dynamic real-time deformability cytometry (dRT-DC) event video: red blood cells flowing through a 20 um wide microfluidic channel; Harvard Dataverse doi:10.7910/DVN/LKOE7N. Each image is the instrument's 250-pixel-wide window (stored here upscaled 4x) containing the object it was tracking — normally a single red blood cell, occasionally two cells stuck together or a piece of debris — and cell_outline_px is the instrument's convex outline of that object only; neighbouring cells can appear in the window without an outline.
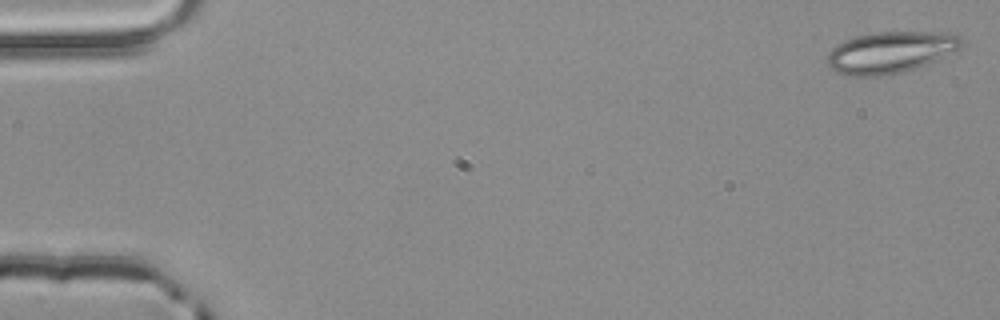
{"species": "common noctule bat (a hibernating species)", "species_latin": "Nyctalus noctula", "temperature_condition": "room temperature", "stored_images_in_passage": 3, "camera_frame_rate_fps": 3000, "um_per_image_px": 0.085, "animal": {"sex": "male", "body_mass_g": 20.4}, "frame": {"image": 1, "passage_image": 1, "time_ms": 0.0, "image_size_px": [1000, 320], "cell_outline_px": [[968, 40], [960, 48], [916, 68], [888, 76], [848, 76], [836, 72], [824, 60], [828, 52], [836, 44], [844, 40], [856, 36], [876, 32], [956, 32], [964, 36]], "centroid_in_image_um": [75.71, 4.43], "position_along_channel_um": 9.3, "area_um2": 33.06}}